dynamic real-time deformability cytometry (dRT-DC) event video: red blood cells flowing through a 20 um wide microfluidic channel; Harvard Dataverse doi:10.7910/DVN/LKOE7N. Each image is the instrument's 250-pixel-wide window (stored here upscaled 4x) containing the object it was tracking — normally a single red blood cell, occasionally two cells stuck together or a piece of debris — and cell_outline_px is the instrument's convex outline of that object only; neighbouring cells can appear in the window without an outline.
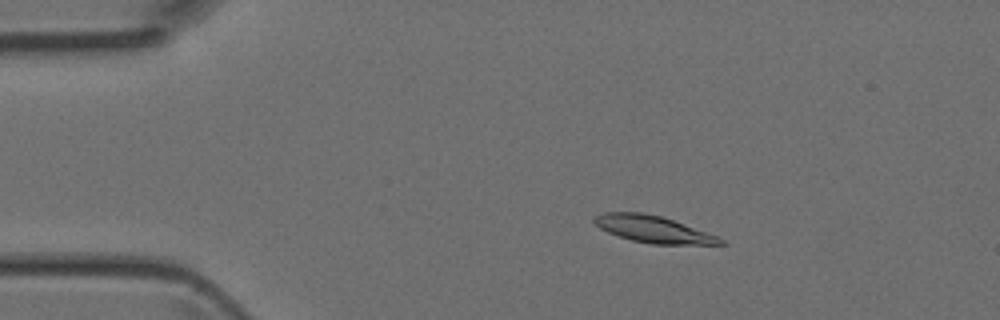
{"species": "Egyptian fruit bat (a non-hibernating species)", "species_latin": "Rousettus aegyptiacus", "temperature_condition": "room temperature", "stored_images_in_passage": 5, "camera_frame_rate_fps": 3000, "um_per_image_px": 0.085, "animal": {"sex": "female"}, "frame": {"image": 1, "passage_image": 3, "time_ms": 0.667, "image_size_px": [1000, 320], "cell_outline_px": [[728, 244], [652, 244], [632, 240], [608, 232], [600, 228], [592, 220], [596, 216], [604, 212], [644, 212], [660, 216], [672, 220], [716, 236], [724, 240]], "centroid_in_image_um": [55.49, 19.48], "position_along_channel_um": 29.5, "area_um2": 19.31}}
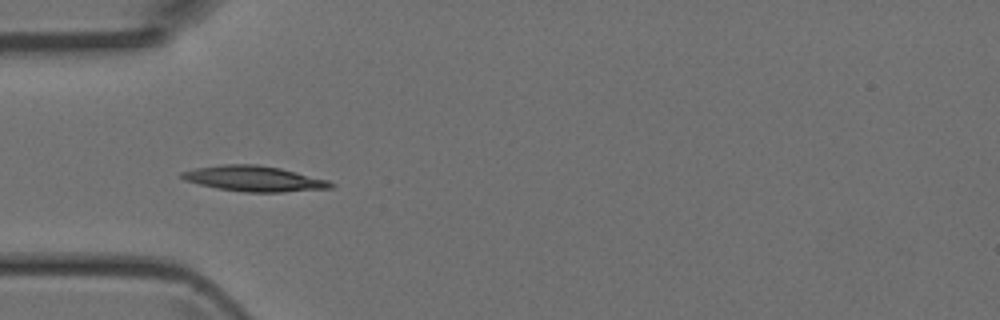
{"frame": {"image": 2, "passage_image": 5, "time_ms": 1.333, "image_size_px": [1000, 320], "cell_outline_px": [[336, 184], [332, 188], [280, 192], [244, 192], [216, 188], [184, 180], [180, 176], [180, 172], [196, 168], [220, 164], [256, 164], [280, 168], [328, 180]], "centroid_in_image_um": [21.58, 15.18], "position_along_channel_um": 63.4, "area_um2": 22.08}}